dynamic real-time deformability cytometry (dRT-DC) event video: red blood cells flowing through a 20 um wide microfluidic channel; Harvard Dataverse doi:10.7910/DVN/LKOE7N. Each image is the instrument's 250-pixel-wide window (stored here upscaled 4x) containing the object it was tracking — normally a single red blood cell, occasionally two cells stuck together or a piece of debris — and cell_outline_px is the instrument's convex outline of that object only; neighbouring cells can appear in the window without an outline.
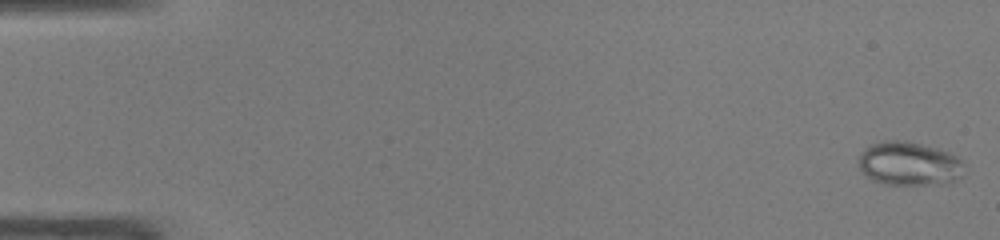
{"species": "common noctule bat (a hibernating species)", "species_latin": "Nyctalus noctula", "temperature_condition": "warm", "stored_images_in_passage": 48, "camera_frame_rate_fps": 3000, "um_per_image_px": 0.085, "animal": {"sex": "male", "body_mass_g": 19.0, "forearm_length_mm": 50.8}, "frame": {"image": 1, "passage_image": 1, "time_ms": 0.0, "image_size_px": [1000, 240], "cell_outline_px": [[964, 176], [948, 184], [884, 184], [872, 180], [856, 164], [860, 152], [864, 148], [872, 144], [884, 140], [896, 140], [920, 144], [936, 148], [948, 152], [964, 160]], "centroid_in_image_um": [77.3, 13.92], "position_along_channel_um": 7.7, "area_um2": 27.22}}
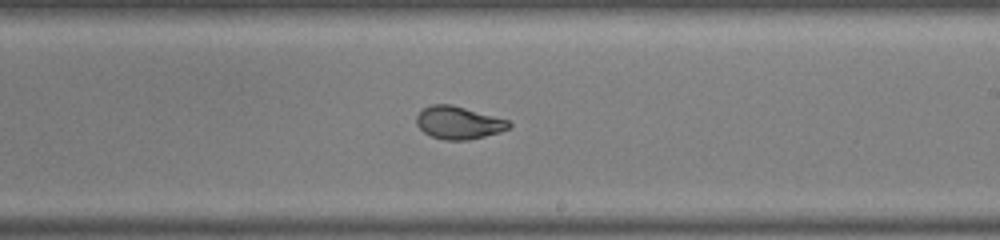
{"frame": {"image": 2, "passage_image": 29, "time_ms": 9.333, "image_size_px": [1000, 240], "cell_outline_px": [[512, 124], [508, 128], [500, 132], [468, 140], [444, 140], [432, 136], [424, 132], [416, 124], [416, 116], [424, 108], [432, 104], [452, 104], [508, 120]], "centroid_in_image_um": [38.96, 10.43], "position_along_channel_um": 250.0, "area_um2": 17.51}}
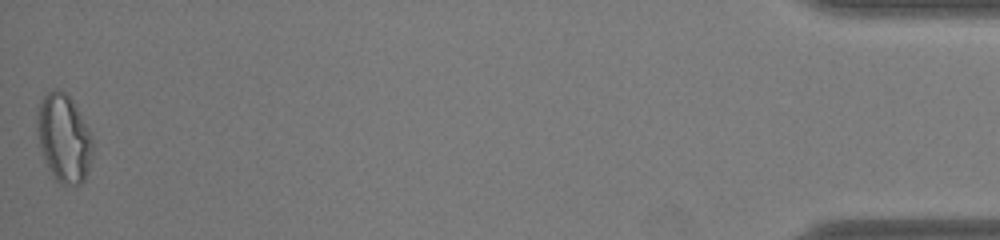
{"frame": {"image": 3, "passage_image": 48, "time_ms": 15.667, "image_size_px": [1000, 240], "cell_outline_px": [[92, 156], [88, 172], [84, 180], [76, 188], [60, 184], [56, 180], [48, 168], [44, 160], [36, 128], [36, 116], [40, 100], [48, 92], [56, 88], [64, 92], [72, 100], [92, 136]], "centroid_in_image_um": [5.42, 11.79], "position_along_channel_um": 429.8, "area_um2": 28.67}, "authors_computed_cell_mechanics": {"area_um2": 21.4149, "velocity_mm_per_s": 4.2599, "shape_relaxation_time_tau1_ms": 10.6706, "shape_relaxation_time_tau2_ms": null, "deformation_change_tau1": 0.288, "deformation_change_tau2": null}}